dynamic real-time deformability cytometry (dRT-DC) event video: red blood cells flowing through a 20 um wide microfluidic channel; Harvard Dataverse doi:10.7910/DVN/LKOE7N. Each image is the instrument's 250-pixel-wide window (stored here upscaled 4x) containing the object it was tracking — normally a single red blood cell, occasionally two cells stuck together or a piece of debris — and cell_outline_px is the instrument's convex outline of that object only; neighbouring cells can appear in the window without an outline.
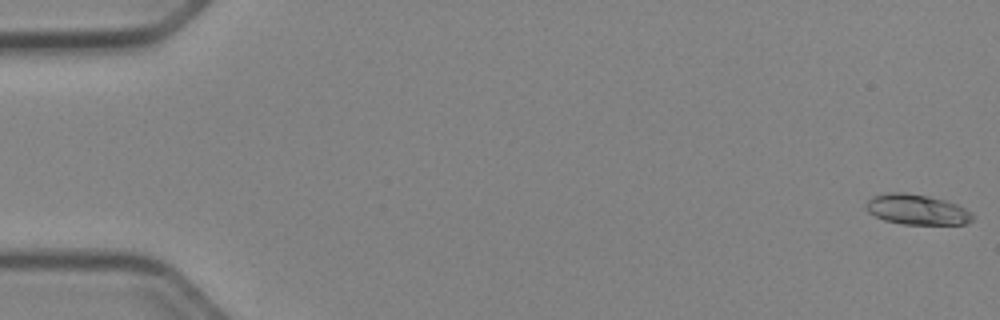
{"species": "Egyptian fruit bat (a non-hibernating species)", "species_latin": "Rousettus aegyptiacus", "temperature_condition": "cold", "stored_images_in_passage": 52, "camera_frame_rate_fps": 3000, "um_per_image_px": 0.085, "animal": {"sex": "female"}, "frame": {"image": 1, "passage_image": 1, "time_ms": 0.0, "image_size_px": [1000, 320], "cell_outline_px": [[972, 220], [968, 224], [904, 224], [884, 220], [868, 212], [864, 208], [868, 200], [872, 196], [888, 192], [904, 192], [928, 196], [944, 200], [956, 204], [972, 212]], "centroid_in_image_um": [77.91, 17.8], "position_along_channel_um": 7.1, "area_um2": 18.79}}
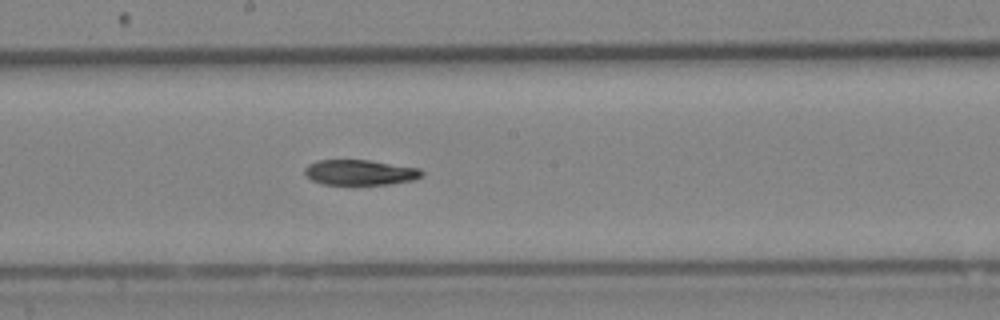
{"frame": {"image": 2, "passage_image": 29, "time_ms": 9.333, "image_size_px": [1000, 320], "cell_outline_px": [[424, 172], [420, 176], [412, 180], [388, 184], [324, 184], [312, 180], [304, 172], [304, 168], [308, 164], [316, 160], [368, 160], [420, 168]], "centroid_in_image_um": [30.58, 14.64], "position_along_channel_um": 217.6, "area_um2": 17.11}}
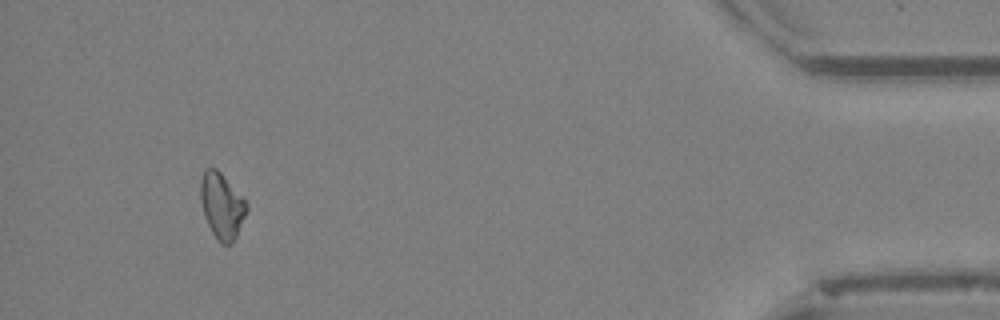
{"frame": {"image": 3, "passage_image": 49, "time_ms": 16.0, "image_size_px": [1000, 320], "cell_outline_px": [[248, 208], [236, 236], [232, 244], [220, 244], [216, 240], [204, 216], [200, 200], [200, 180], [204, 168], [216, 168], [244, 196], [248, 204]], "centroid_in_image_um": [18.85, 17.47], "position_along_channel_um": 416.3, "area_um2": 17.92}, "authors_computed_cell_mechanics": {"area_um2": 18.0336, "velocity_mm_per_s": 3.9621, "shape_relaxation_time_tau1_ms": 8.0604, "shape_relaxation_time_tau2_ms": null, "deformation_change_tau1": 0.1625, "deformation_change_tau2": null}}